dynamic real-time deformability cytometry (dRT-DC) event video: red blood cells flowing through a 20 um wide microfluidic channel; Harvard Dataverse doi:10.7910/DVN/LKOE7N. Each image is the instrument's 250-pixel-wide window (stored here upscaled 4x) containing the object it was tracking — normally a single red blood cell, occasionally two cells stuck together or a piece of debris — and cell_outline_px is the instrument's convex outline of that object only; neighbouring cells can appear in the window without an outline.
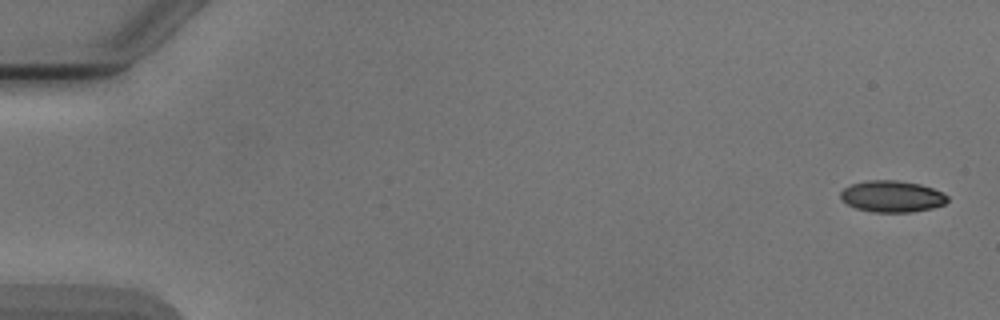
{"species": "Egyptian fruit bat (a non-hibernating species)", "species_latin": "Rousettus aegyptiacus", "temperature_condition": "cold", "stored_images_in_passage": 3, "camera_frame_rate_fps": 3000, "um_per_image_px": 0.085, "animal": {"sex": "male"}, "frame": {"image": 1, "passage_image": 3, "time_ms": 3.667, "image_size_px": [1000, 320], "cell_outline_px": [[948, 200], [944, 204], [932, 208], [912, 212], [872, 212], [856, 208], [848, 204], [840, 196], [840, 192], [844, 188], [852, 184], [868, 180], [900, 180], [920, 184], [944, 192], [948, 196]], "centroid_in_image_um": [75.85, 16.69], "position_along_channel_um": 9.2, "area_um2": 19.65}}